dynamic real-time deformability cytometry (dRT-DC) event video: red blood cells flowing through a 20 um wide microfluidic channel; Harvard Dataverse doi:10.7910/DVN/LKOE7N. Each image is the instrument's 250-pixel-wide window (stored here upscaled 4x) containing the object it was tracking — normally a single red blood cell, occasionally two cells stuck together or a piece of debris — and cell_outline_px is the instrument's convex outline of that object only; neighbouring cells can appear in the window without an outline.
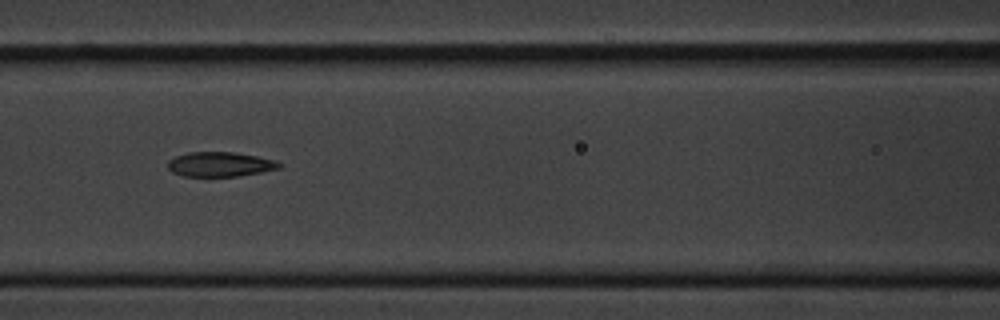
{"species": "common noctule bat (a hibernating species)", "species_latin": "Nyctalus noctula", "temperature_condition": "cold", "stored_images_in_passage": 9, "camera_frame_rate_fps": 3000, "um_per_image_px": 0.085, "animal": {"sex": "male", "body_mass_g": 20.1, "forearm_length_mm": 53.5}, "frame": {"image": 1, "passage_image": 6, "time_ms": 7.0, "image_size_px": [1000, 320], "cell_outline_px": [[280, 168], [260, 172], [236, 176], [184, 176], [172, 172], [168, 168], [168, 160], [176, 156], [188, 152], [236, 152], [276, 160], [280, 164]], "centroid_in_image_um": [18.68, 13.96], "position_along_channel_um": 147.9, "area_um2": 15.9}}
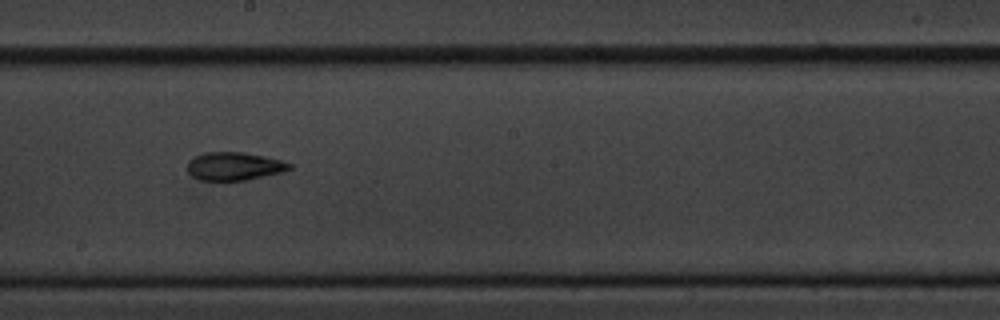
{"frame": {"image": 2, "passage_image": 8, "time_ms": 9.333, "image_size_px": [1000, 320], "cell_outline_px": [[292, 168], [280, 172], [244, 180], [200, 180], [192, 176], [188, 172], [188, 160], [204, 152], [244, 152], [264, 156], [280, 160], [292, 164]], "centroid_in_image_um": [19.88, 14.12], "position_along_channel_um": 228.3, "area_um2": 16.53}}
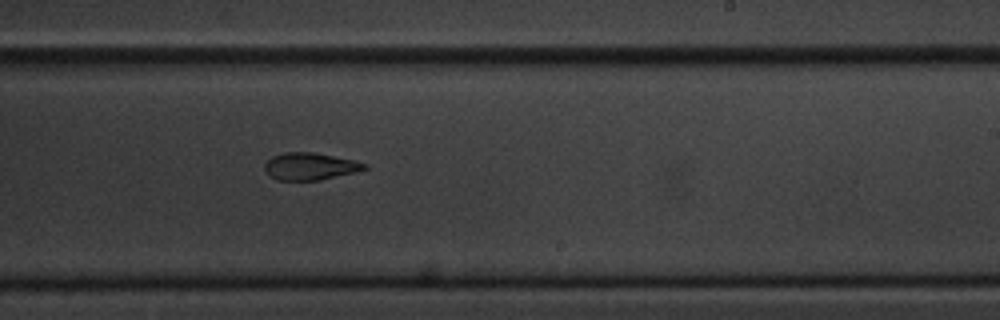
{"frame": {"image": 3, "passage_image": 9, "time_ms": 10.333, "image_size_px": [1000, 320], "cell_outline_px": [[368, 168], [320, 180], [280, 180], [272, 176], [264, 168], [264, 164], [272, 156], [284, 152], [312, 152], [356, 160], [368, 164]], "centroid_in_image_um": [26.37, 14.12], "position_along_channel_um": 262.6, "area_um2": 15.61}}